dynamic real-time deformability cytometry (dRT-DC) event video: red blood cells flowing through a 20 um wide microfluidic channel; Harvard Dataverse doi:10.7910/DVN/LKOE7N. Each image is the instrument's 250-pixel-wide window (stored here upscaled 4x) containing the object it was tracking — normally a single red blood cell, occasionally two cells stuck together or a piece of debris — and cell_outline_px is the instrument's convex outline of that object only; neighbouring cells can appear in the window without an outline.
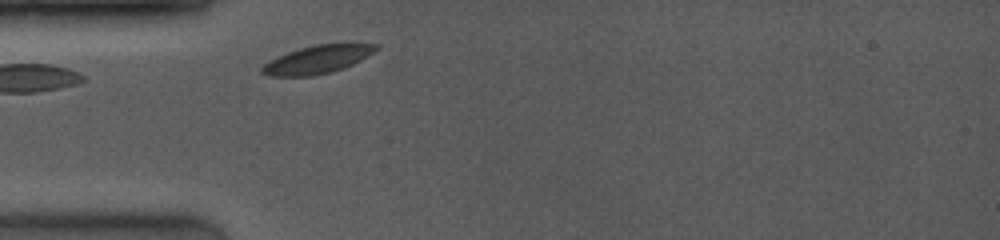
{"species": "common noctule bat (a hibernating species)", "species_latin": "Nyctalus noctula", "temperature_condition": "room temperature", "stored_images_in_passage": 20, "camera_frame_rate_fps": 4000, "um_per_image_px": 0.085, "animal": {"sex": "female", "body_mass_g": 19.0, "forearm_length_mm": 53.3}, "frame": {"image": 1, "passage_image": 1, "time_ms": 0.0, "image_size_px": [1000, 240], "cell_outline_px": [[380, 48], [368, 56], [352, 64], [332, 72], [312, 76], [268, 76], [260, 72], [260, 68], [268, 60], [288, 52], [300, 48], [316, 44], [348, 40], [352, 40], [380, 44]], "centroid_in_image_um": [27.09, 4.99], "position_along_channel_um": 57.9, "area_um2": 19.59}}